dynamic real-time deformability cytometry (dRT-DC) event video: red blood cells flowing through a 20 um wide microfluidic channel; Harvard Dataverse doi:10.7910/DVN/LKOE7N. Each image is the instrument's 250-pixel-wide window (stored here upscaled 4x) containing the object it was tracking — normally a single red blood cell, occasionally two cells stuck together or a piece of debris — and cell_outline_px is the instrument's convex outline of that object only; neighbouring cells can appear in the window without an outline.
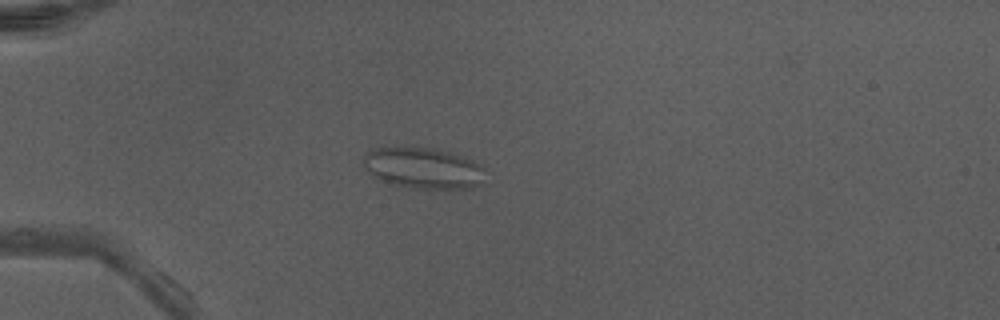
{"species": "Egyptian fruit bat (a non-hibernating species)", "species_latin": "Rousettus aegyptiacus", "temperature_condition": "warm", "stored_images_in_passage": 3, "camera_frame_rate_fps": 3000, "um_per_image_px": 0.085, "animal": {"sex": "male"}, "frame": {"image": 1, "passage_image": 1, "time_ms": 0.0, "image_size_px": [1000, 320], "cell_outline_px": [[484, 184], [472, 188], [416, 188], [396, 184], [372, 176], [364, 168], [364, 156], [368, 152], [376, 148], [436, 148], [472, 160], [480, 164], [484, 168]], "centroid_in_image_um": [36.02, 14.29], "position_along_channel_um": 49.0, "area_um2": 28.73}}